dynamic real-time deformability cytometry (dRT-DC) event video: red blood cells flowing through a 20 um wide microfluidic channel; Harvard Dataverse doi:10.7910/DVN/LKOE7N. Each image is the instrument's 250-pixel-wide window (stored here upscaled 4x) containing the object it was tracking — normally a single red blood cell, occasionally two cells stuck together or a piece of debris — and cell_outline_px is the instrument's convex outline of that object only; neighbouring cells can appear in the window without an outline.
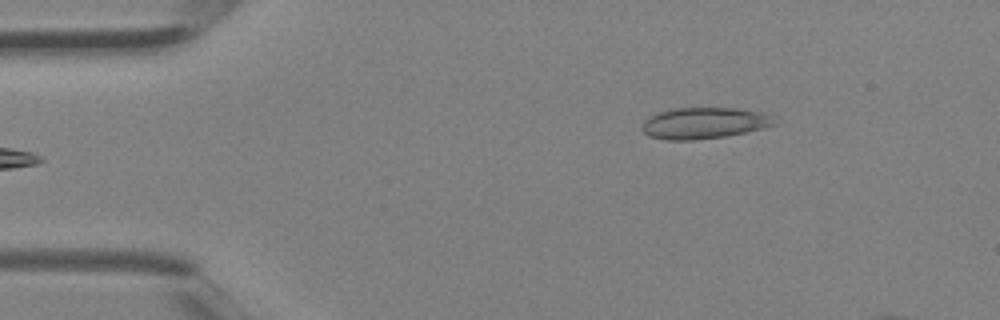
{"species": "Egyptian fruit bat (a non-hibernating species)", "species_latin": "Rousettus aegyptiacus", "temperature_condition": "room temperature", "stored_images_in_passage": 4, "camera_frame_rate_fps": 3000, "um_per_image_px": 0.085, "animal": {"sex": "female"}, "frame": {"image": 1, "passage_image": 4, "time_ms": 1.0, "image_size_px": [1000, 320], "cell_outline_px": [[780, 124], [764, 128], [724, 136], [692, 140], [664, 140], [648, 136], [640, 128], [644, 120], [660, 112], [676, 108], [736, 108], [764, 112], [780, 120]], "centroid_in_image_um": [59.91, 10.46], "position_along_channel_um": 25.1, "area_um2": 24.33}}